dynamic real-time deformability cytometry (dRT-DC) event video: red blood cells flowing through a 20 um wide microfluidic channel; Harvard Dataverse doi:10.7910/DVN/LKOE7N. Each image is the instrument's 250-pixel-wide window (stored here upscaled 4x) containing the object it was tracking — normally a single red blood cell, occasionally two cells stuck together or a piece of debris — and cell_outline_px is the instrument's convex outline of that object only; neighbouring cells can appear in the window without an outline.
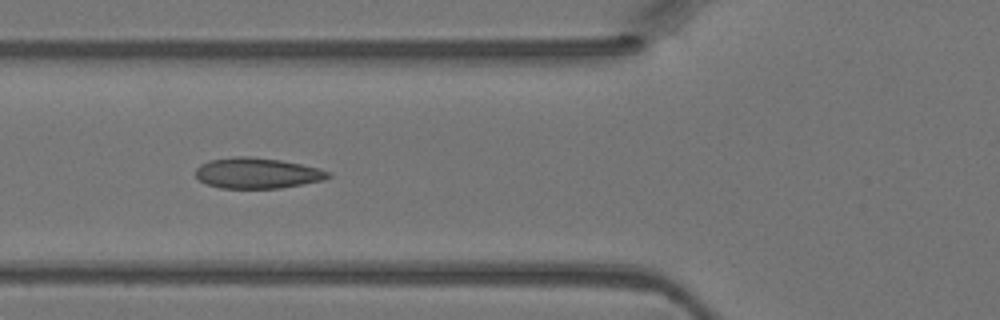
{"species": "Egyptian fruit bat (a non-hibernating species)", "species_latin": "Rousettus aegyptiacus", "temperature_condition": "warm", "stored_images_in_passage": 5, "camera_frame_rate_fps": 3000, "um_per_image_px": 0.085, "animal": {"sex": "female"}, "frame": {"image": 1, "passage_image": 5, "time_ms": 1.333, "image_size_px": [1000, 320], "cell_outline_px": [[332, 176], [324, 180], [280, 188], [220, 188], [208, 184], [200, 180], [196, 176], [196, 168], [200, 164], [208, 160], [236, 156], [248, 156], [280, 160], [320, 168], [332, 172]], "centroid_in_image_um": [21.88, 14.71], "position_along_channel_um": 103.9, "area_um2": 23.76}}